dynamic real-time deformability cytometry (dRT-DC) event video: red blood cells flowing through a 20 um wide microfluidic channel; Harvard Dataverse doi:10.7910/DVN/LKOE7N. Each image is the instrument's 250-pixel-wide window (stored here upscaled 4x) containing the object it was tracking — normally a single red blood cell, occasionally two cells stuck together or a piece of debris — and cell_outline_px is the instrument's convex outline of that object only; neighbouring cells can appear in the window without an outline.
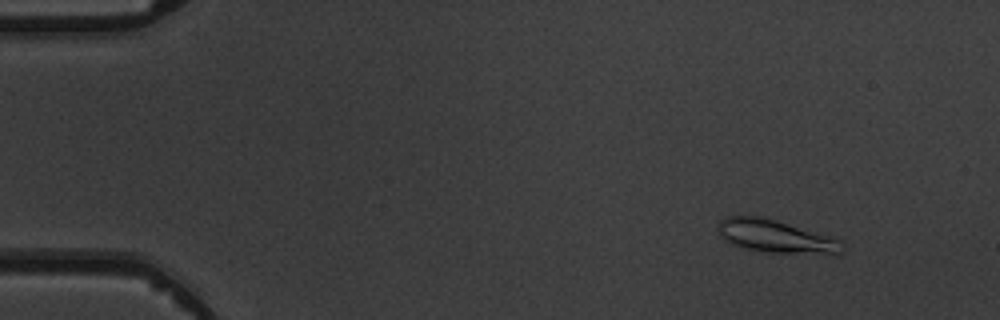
{"species": "common noctule bat (a hibernating species)", "species_latin": "Nyctalus noctula", "temperature_condition": "warm", "stored_images_in_passage": 4, "camera_frame_rate_fps": 3000, "um_per_image_px": 0.085, "animal": {"sex": "male", "body_mass_g": 19.5, "forearm_length_mm": 54.6}, "frame": {"image": 1, "passage_image": 1, "time_ms": 0.0, "image_size_px": [1000, 320], "cell_outline_px": [[844, 248], [836, 256], [832, 256], [768, 252], [748, 248], [732, 244], [724, 240], [720, 236], [720, 220], [728, 216], [760, 216], [776, 220], [828, 236], [840, 240]], "centroid_in_image_um": [66.01, 20.12], "position_along_channel_um": 19.0, "area_um2": 23.76}}